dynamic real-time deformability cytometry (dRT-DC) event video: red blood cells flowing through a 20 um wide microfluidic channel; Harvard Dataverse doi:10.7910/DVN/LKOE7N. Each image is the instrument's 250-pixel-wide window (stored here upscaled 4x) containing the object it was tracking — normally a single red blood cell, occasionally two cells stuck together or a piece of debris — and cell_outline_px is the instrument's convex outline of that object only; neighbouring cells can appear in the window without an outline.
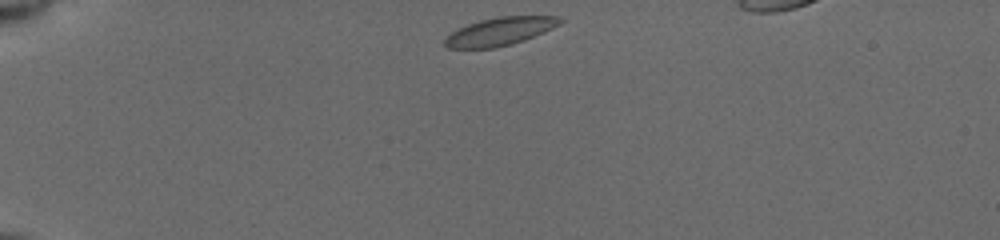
{"species": "common noctule bat (a hibernating species)", "species_latin": "Nyctalus noctula", "temperature_condition": "cold", "stored_images_in_passage": 21, "camera_frame_rate_fps": 3000, "um_per_image_px": 0.085, "animal": {"sex": "female", "body_mass_g": 19.5, "forearm_length_mm": 54.1}, "frame": {"image": 1, "passage_image": 1, "time_ms": 0.0, "image_size_px": [1000, 240], "cell_outline_px": [[564, 20], [560, 24], [544, 32], [524, 40], [512, 44], [492, 48], [448, 48], [444, 44], [444, 40], [452, 32], [468, 24], [480, 20], [500, 16], [560, 16]], "centroid_in_image_um": [42.52, 2.66], "position_along_channel_um": 42.5, "area_um2": 18.67}}
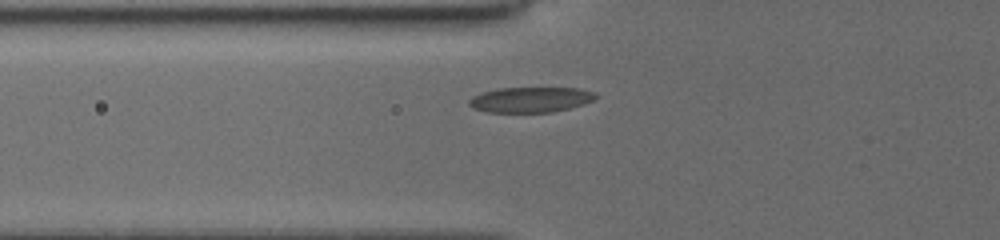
{"frame": {"image": 2, "passage_image": 15, "time_ms": 2.333, "image_size_px": [1000, 240], "cell_outline_px": [[600, 96], [584, 104], [552, 112], [488, 112], [472, 108], [468, 104], [468, 100], [472, 96], [496, 88], [580, 88], [596, 92]], "centroid_in_image_um": [45.11, 8.46], "position_along_channel_um": 80.7, "area_um2": 18.79}}
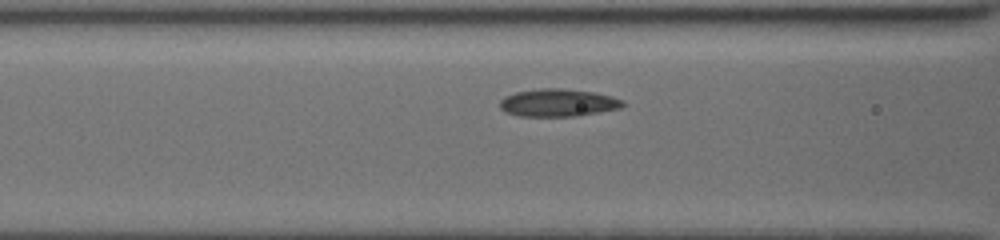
{"frame": {"image": 3, "passage_image": 21, "time_ms": 3.333, "image_size_px": [1000, 240], "cell_outline_px": [[624, 104], [620, 108], [576, 116], [520, 116], [504, 112], [500, 108], [500, 100], [504, 96], [516, 92], [540, 88], [560, 88], [592, 92], [612, 96], [624, 100]], "centroid_in_image_um": [47.4, 8.73], "position_along_channel_um": 119.2, "area_um2": 19.77}}